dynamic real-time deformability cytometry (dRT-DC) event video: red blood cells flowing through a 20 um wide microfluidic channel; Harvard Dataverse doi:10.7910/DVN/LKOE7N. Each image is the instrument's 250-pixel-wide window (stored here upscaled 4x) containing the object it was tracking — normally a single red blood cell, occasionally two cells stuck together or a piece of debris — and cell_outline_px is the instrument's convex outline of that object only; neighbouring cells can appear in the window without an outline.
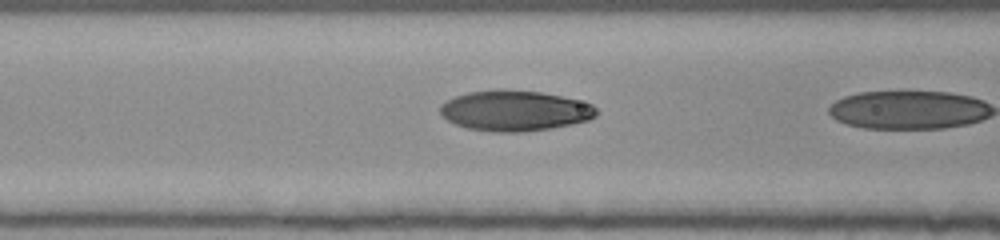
{"species": "human", "species_latin": "Homo sapiens", "temperature_condition": "room temperature", "stored_images_in_passage": 9, "camera_frame_rate_fps": 3000, "um_per_image_px": 0.085, "donor": {"sex": "female"}, "frame": {"image": 1, "passage_image": 8, "time_ms": 2.333, "image_size_px": [1000, 240], "cell_outline_px": [[596, 116], [588, 120], [572, 124], [524, 132], [492, 132], [468, 128], [456, 124], [448, 120], [440, 112], [440, 104], [456, 96], [468, 92], [504, 88], [540, 92], [560, 96], [592, 104], [596, 108]], "centroid_in_image_um": [43.74, 9.4], "position_along_channel_um": 122.9, "area_um2": 36.76}}